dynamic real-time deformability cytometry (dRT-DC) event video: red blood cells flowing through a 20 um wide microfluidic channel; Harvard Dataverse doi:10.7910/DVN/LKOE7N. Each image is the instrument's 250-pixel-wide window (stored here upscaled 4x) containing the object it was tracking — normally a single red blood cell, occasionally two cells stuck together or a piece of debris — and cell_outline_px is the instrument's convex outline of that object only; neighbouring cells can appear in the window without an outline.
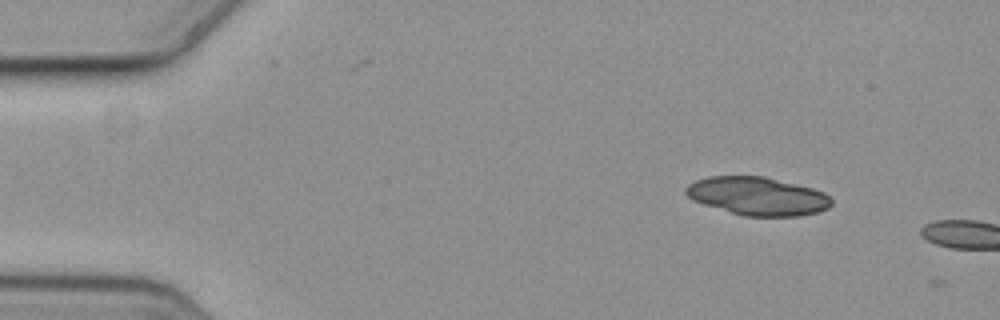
{"species": "common noctule bat (a hibernating species)", "species_latin": "Nyctalus noctula", "temperature_condition": "cold", "stored_images_in_passage": 3, "camera_frame_rate_fps": 3000, "um_per_image_px": 0.085, "animal": {"sex": "female", "body_mass_g": 19.3, "forearm_length_mm": 54.1}, "frame": {"image": 1, "passage_image": 2, "time_ms": 0.333, "image_size_px": [1000, 320], "cell_outline_px": [[832, 204], [828, 208], [816, 212], [800, 216], [744, 216], [704, 204], [688, 196], [684, 192], [684, 188], [688, 184], [696, 180], [708, 176], [764, 176], [812, 188], [824, 192], [832, 200]], "centroid_in_image_um": [64.39, 16.66], "position_along_channel_um": 20.6, "area_um2": 32.25}}